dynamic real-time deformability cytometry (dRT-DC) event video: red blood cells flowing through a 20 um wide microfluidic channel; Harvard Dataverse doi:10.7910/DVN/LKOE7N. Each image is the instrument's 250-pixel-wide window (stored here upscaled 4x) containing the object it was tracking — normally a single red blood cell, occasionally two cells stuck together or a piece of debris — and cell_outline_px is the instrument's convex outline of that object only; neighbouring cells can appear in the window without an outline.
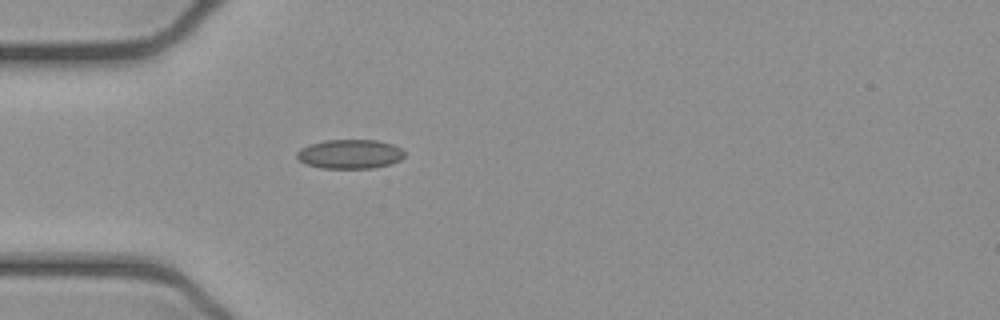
{"species": "common noctule bat (a hibernating species)", "species_latin": "Nyctalus noctula", "temperature_condition": "cold", "stored_images_in_passage": 31, "camera_frame_rate_fps": 3000, "um_per_image_px": 0.085, "animal": {"sex": "female", "body_mass_g": 21.9}, "frame": {"image": 1, "passage_image": 1, "time_ms": 0.0, "image_size_px": [1000, 320], "cell_outline_px": [[404, 156], [400, 160], [392, 164], [372, 168], [320, 168], [304, 164], [296, 156], [296, 152], [300, 148], [308, 144], [324, 140], [376, 140], [392, 144], [400, 148], [404, 152]], "centroid_in_image_um": [29.71, 13.1], "position_along_channel_um": 55.3, "area_um2": 18.5}}
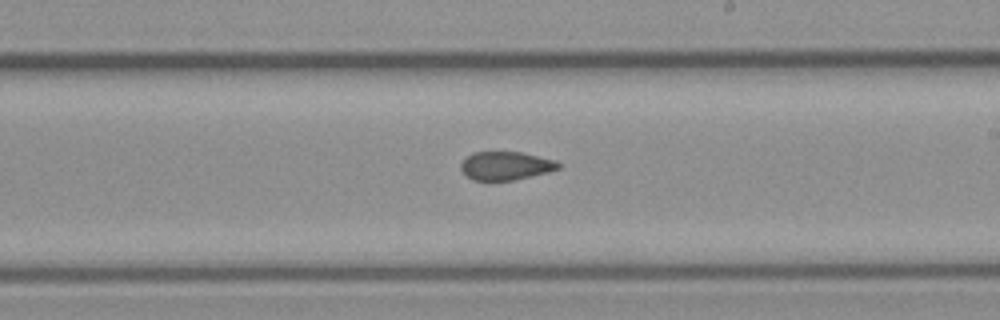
{"frame": {"image": 2, "passage_image": 16, "time_ms": 5.0, "image_size_px": [1000, 320], "cell_outline_px": [[560, 168], [548, 172], [516, 180], [472, 180], [460, 168], [460, 164], [472, 152], [524, 152], [556, 160], [560, 164]], "centroid_in_image_um": [43.02, 14.08], "position_along_channel_um": 246.0, "area_um2": 16.18}}
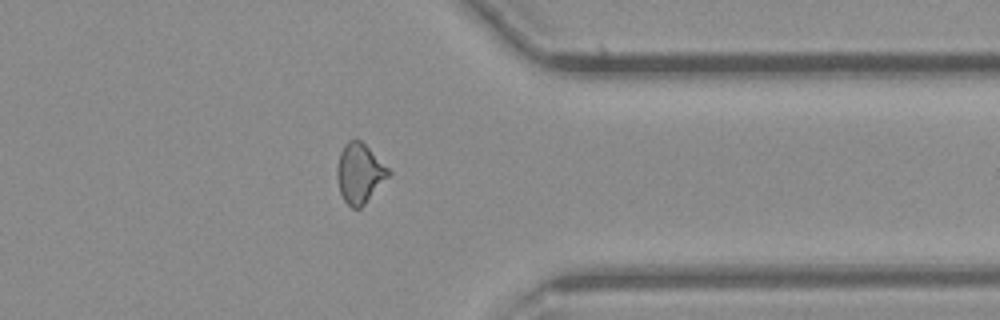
{"frame": {"image": 3, "passage_image": 27, "time_ms": 8.667, "image_size_px": [1000, 320], "cell_outline_px": [[392, 172], [364, 204], [360, 208], [352, 208], [344, 200], [340, 192], [336, 180], [336, 168], [340, 152], [344, 144], [348, 140], [360, 140]], "centroid_in_image_um": [30.53, 14.73], "position_along_channel_um": 380.9, "area_um2": 17.63}, "authors_computed_cell_mechanics": {"area_um2": 17.2822, "velocity_mm_per_s": 3.9188, "shape_relaxation_time_tau1_ms": null, "shape_relaxation_time_tau2_ms": 2.2862, "deformation_change_tau1": null, "deformation_change_tau2": 0.082}}